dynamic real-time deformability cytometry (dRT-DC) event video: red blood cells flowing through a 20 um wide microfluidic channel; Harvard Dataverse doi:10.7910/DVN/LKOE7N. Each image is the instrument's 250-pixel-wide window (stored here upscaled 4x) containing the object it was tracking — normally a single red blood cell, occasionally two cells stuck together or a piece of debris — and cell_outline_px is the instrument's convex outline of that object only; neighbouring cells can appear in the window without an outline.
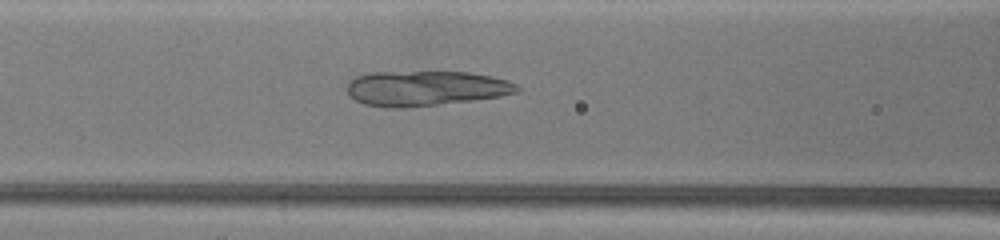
{"species": "common noctule bat (a hibernating species)", "species_latin": "Nyctalus noctula", "temperature_condition": "warm", "stored_images_in_passage": 46, "camera_frame_rate_fps": 3000, "um_per_image_px": 0.085, "animal": {"sex": "female", "body_mass_g": 19.5, "forearm_length_mm": 54.1}, "frame": {"image": 1, "passage_image": 22, "time_ms": 6.667, "image_size_px": [1000, 240], "cell_outline_px": [[520, 92], [500, 96], [472, 100], [404, 108], [384, 108], [364, 104], [356, 100], [348, 92], [348, 84], [356, 76], [372, 72], [468, 72], [492, 76], [508, 80], [516, 84], [520, 88]], "centroid_in_image_um": [36.21, 7.51], "position_along_channel_um": 130.4, "area_um2": 34.68}}
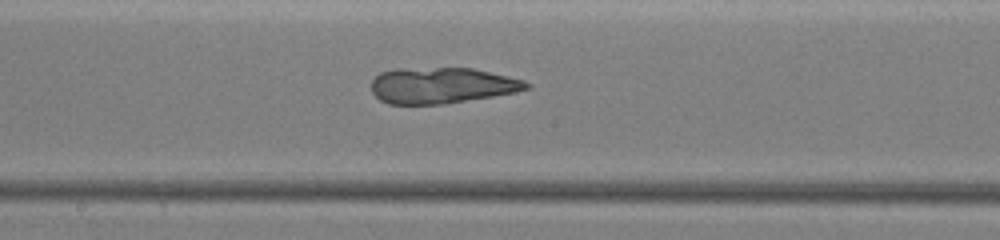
{"frame": {"image": 2, "passage_image": 31, "time_ms": 9.333, "image_size_px": [1000, 240], "cell_outline_px": [[532, 84], [528, 88], [516, 92], [444, 104], [388, 104], [380, 100], [372, 92], [372, 80], [380, 72], [396, 68], [472, 68], [524, 80]], "centroid_in_image_um": [37.53, 7.26], "position_along_channel_um": 210.7, "area_um2": 32.43}}
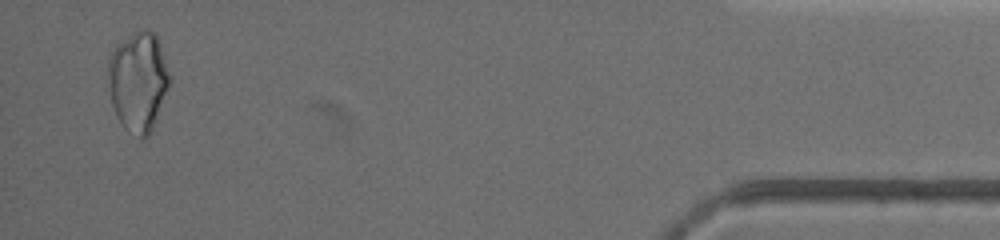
{"frame": {"image": 3, "passage_image": 45, "time_ms": 18.667, "image_size_px": [1000, 240], "cell_outline_px": [[168, 88], [152, 128], [148, 136], [144, 140], [140, 140], [128, 132], [124, 128], [116, 116], [112, 104], [108, 88], [108, 60], [116, 44], [132, 32], [144, 28], [156, 32], [160, 44], [168, 72]], "centroid_in_image_um": [11.71, 6.92], "position_along_channel_um": 423.5, "area_um2": 35.84}}